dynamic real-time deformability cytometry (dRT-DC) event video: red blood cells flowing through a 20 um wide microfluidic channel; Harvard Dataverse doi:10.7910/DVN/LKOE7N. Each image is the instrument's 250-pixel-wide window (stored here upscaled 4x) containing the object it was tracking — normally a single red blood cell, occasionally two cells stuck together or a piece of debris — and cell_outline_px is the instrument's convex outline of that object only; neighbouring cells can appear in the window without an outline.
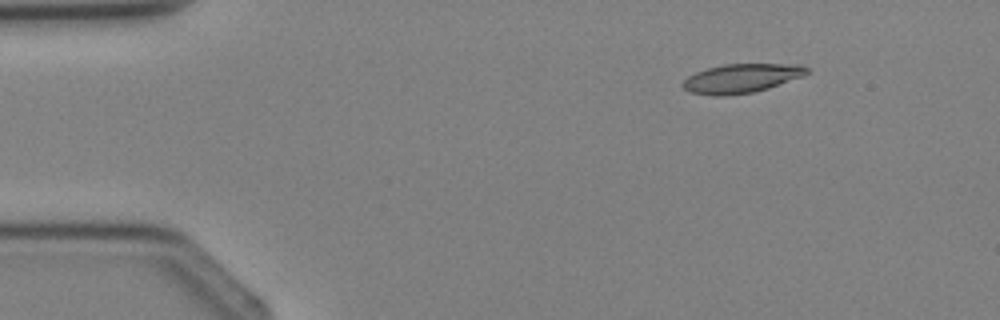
{"species": "Egyptian fruit bat (a non-hibernating species)", "species_latin": "Rousettus aegyptiacus", "temperature_condition": "cold", "stored_images_in_passage": 3, "camera_frame_rate_fps": 3000, "um_per_image_px": 0.085, "animal": {"sex": "female"}, "frame": {"image": 1, "passage_image": 1, "time_ms": 0.0, "image_size_px": [1000, 320], "cell_outline_px": [[808, 72], [804, 76], [768, 88], [752, 92], [724, 96], [716, 96], [688, 92], [680, 84], [688, 76], [696, 72], [708, 68], [724, 64], [804, 64], [808, 68]], "centroid_in_image_um": [63.02, 6.65], "position_along_channel_um": 22.0, "area_um2": 21.04}}
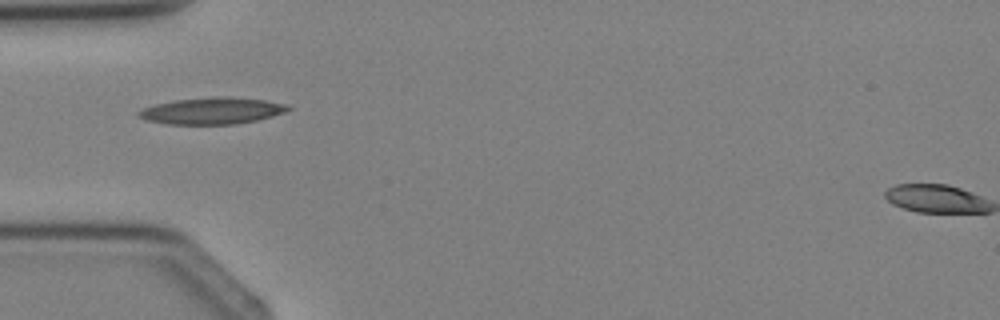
{"frame": {"image": 2, "passage_image": 3, "time_ms": 2.333, "image_size_px": [1000, 320], "cell_outline_px": [[292, 108], [284, 112], [272, 116], [256, 120], [232, 124], [168, 124], [144, 120], [136, 116], [136, 112], [140, 108], [156, 104], [176, 100], [228, 96], [264, 100], [288, 104]], "centroid_in_image_um": [17.98, 9.42], "position_along_channel_um": 67.0, "area_um2": 23.12}}